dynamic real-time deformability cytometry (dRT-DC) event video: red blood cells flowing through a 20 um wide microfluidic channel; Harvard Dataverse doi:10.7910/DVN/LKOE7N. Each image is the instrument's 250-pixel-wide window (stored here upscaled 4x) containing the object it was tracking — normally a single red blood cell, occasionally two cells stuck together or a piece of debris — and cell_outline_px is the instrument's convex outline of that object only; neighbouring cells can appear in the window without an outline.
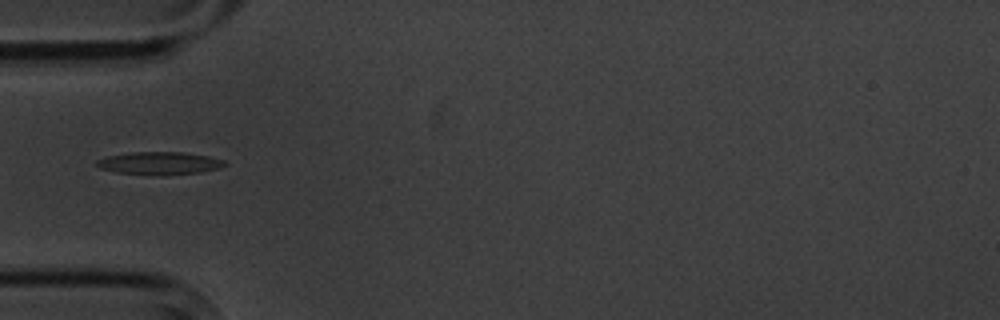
{"species": "common noctule bat (a hibernating species)", "species_latin": "Nyctalus noctula", "temperature_condition": "cold", "stored_images_in_passage": 5, "camera_frame_rate_fps": 3000, "um_per_image_px": 0.085, "animal": {"sex": "male", "body_mass_g": 20.1, "forearm_length_mm": 53.5}, "frame": {"image": 1, "passage_image": 5, "time_ms": 4.667, "image_size_px": [1000, 320], "cell_outline_px": [[228, 164], [220, 168], [200, 172], [160, 176], [152, 176], [116, 172], [100, 168], [96, 164], [96, 160], [108, 156], [132, 152], [180, 152], [208, 156], [224, 160]], "centroid_in_image_um": [13.56, 13.89], "position_along_channel_um": 71.4, "area_um2": 17.11}}